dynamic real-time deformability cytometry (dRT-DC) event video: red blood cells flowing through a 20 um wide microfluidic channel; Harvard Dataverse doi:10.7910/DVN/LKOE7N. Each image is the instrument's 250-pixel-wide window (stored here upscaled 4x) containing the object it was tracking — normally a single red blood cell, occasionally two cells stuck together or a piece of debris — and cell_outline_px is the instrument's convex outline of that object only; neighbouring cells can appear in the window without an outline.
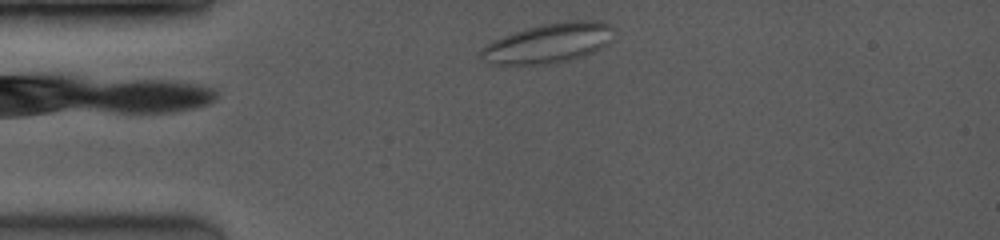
{"species": "common noctule bat (a hibernating species)", "species_latin": "Nyctalus noctula", "temperature_condition": "room temperature", "stored_images_in_passage": 55, "camera_frame_rate_fps": 3500, "um_per_image_px": 0.085, "animal": {"sex": "female", "body_mass_g": 19.0, "forearm_length_mm": 53.3}, "frame": {"image": 1, "passage_image": 2, "time_ms": 0.286, "image_size_px": [1000, 240], "cell_outline_px": [[612, 40], [608, 44], [592, 52], [568, 60], [552, 64], [492, 64], [480, 56], [480, 52], [488, 44], [504, 36], [528, 28], [544, 24], [572, 20], [592, 20], [608, 24]], "centroid_in_image_um": [46.63, 3.67], "position_along_channel_um": 38.4, "area_um2": 29.82}}
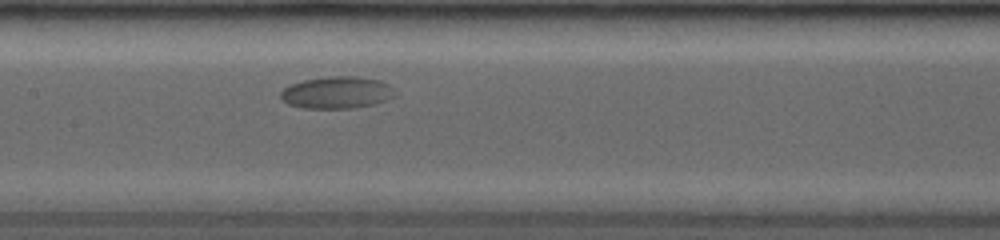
{"frame": {"image": 2, "passage_image": 22, "time_ms": 5.143, "image_size_px": [1000, 240], "cell_outline_px": [[396, 96], [372, 104], [352, 108], [304, 108], [288, 104], [280, 96], [280, 92], [284, 88], [292, 84], [304, 80], [328, 76], [356, 76], [380, 80], [396, 88]], "centroid_in_image_um": [28.67, 7.85], "position_along_channel_um": 178.7, "area_um2": 21.33}}
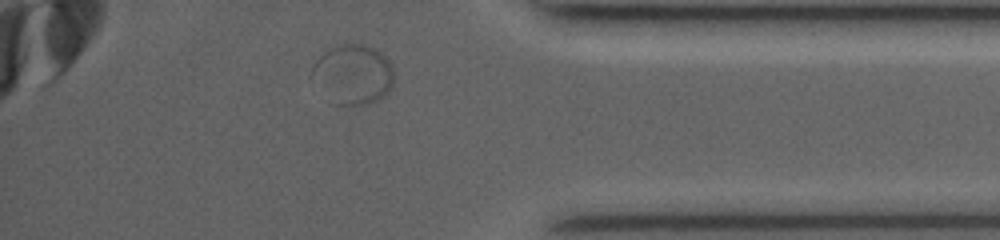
{"frame": {"image": 3, "passage_image": 50, "time_ms": 11.714, "image_size_px": [1000, 240], "cell_outline_px": [[396, 76], [392, 88], [384, 96], [364, 108], [336, 104], [308, 76], [316, 60], [324, 52], [344, 40], [364, 44], [376, 48], [392, 64]], "centroid_in_image_um": [30.04, 6.31], "position_along_channel_um": 405.2, "area_um2": 29.71}}